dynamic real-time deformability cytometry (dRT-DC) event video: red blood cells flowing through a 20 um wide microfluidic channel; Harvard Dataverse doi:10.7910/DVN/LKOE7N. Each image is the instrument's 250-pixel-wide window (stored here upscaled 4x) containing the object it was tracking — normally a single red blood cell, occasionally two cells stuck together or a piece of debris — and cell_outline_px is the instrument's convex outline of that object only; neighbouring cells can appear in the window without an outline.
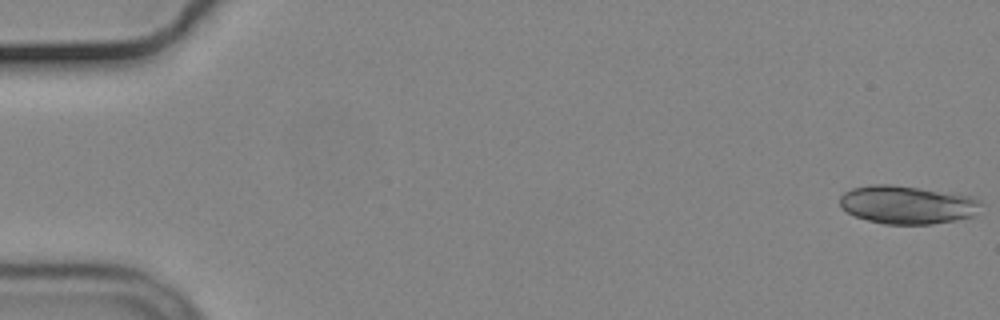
{"species": "common noctule bat (a hibernating species)", "species_latin": "Nyctalus noctula", "temperature_condition": "cold", "stored_images_in_passage": 55, "segment_of_instrument_passage": [1, 2], "camera_frame_rate_fps": 3000, "um_per_image_px": 0.085, "animal": {"sex": "male", "body_mass_g": 19.2, "forearm_length_mm": 51.8}, "frame": {"image": 1, "passage_image": 1, "time_ms": 0.0, "image_size_px": [1000, 320], "cell_outline_px": [[984, 204], [972, 216], [956, 220], [932, 224], [884, 224], [868, 220], [856, 216], [840, 208], [840, 196], [844, 192], [852, 188], [868, 184], [892, 184], [920, 188], [972, 196], [980, 200]], "centroid_in_image_um": [77.11, 17.39], "position_along_channel_um": 7.9, "area_um2": 31.62}}